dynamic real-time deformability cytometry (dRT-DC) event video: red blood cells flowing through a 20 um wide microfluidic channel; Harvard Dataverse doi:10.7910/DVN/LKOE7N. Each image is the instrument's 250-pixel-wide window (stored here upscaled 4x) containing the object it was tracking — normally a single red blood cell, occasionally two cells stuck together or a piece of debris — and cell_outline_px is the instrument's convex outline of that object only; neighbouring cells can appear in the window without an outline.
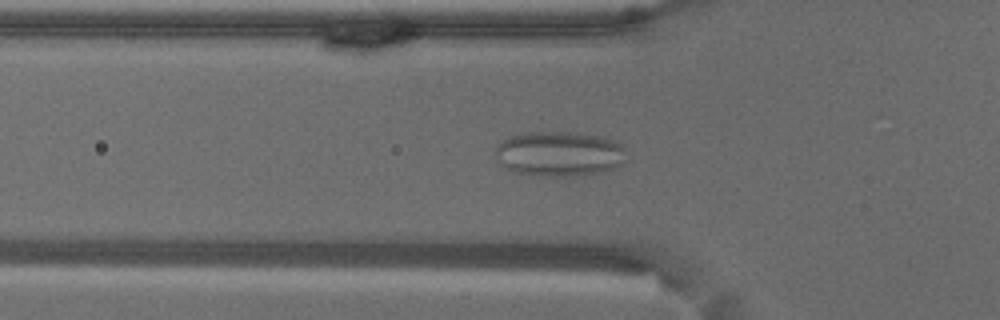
{"species": "common noctule bat (a hibernating species)", "species_latin": "Nyctalus noctula", "temperature_condition": "warm", "stored_images_in_passage": 58, "camera_frame_rate_fps": 3000, "um_per_image_px": 0.085, "animal": {"sex": "male", "body_mass_g": 18.8}, "frame": {"image": 1, "passage_image": 20, "time_ms": 6.333, "image_size_px": [1000, 320], "cell_outline_px": [[624, 164], [600, 172], [576, 176], [540, 176], [512, 172], [500, 164], [496, 152], [496, 148], [500, 140], [524, 132], [576, 132], [600, 136], [616, 140], [624, 148]], "centroid_in_image_um": [47.53, 13.07], "position_along_channel_um": 78.3, "area_um2": 34.56}}
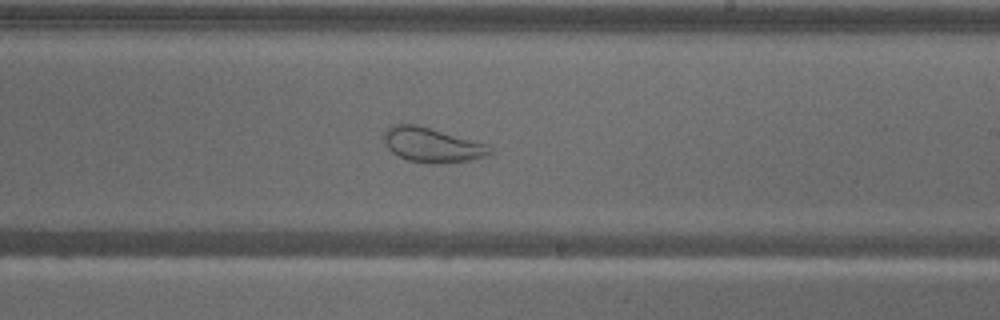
{"frame": {"image": 2, "passage_image": 35, "time_ms": 11.333, "image_size_px": [1000, 320], "cell_outline_px": [[492, 152], [484, 156], [468, 160], [432, 164], [408, 160], [392, 152], [384, 144], [384, 132], [392, 124], [420, 124], [484, 144], [492, 148]], "centroid_in_image_um": [36.66, 12.3], "position_along_channel_um": 252.3, "area_um2": 21.1}}
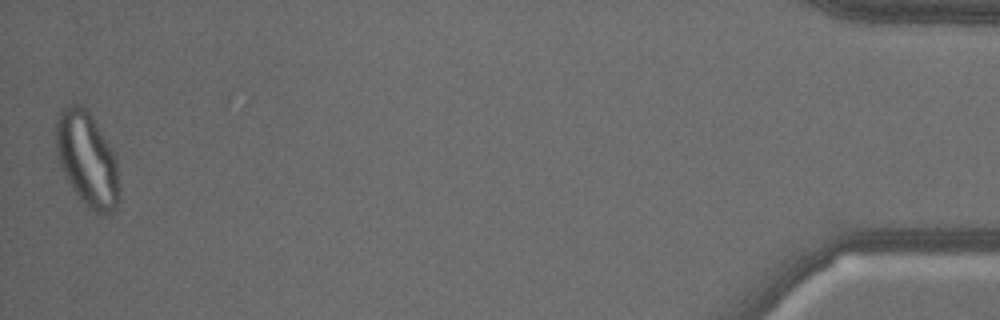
{"frame": {"image": 3, "passage_image": 58, "time_ms": 19.0, "image_size_px": [1000, 320], "cell_outline_px": [[120, 196], [116, 208], [112, 212], [104, 216], [100, 216], [88, 208], [80, 200], [72, 188], [60, 164], [56, 148], [56, 120], [60, 112], [64, 108], [72, 104], [80, 104], [88, 108], [112, 148], [116, 160]], "centroid_in_image_um": [7.43, 13.56], "position_along_channel_um": 427.8, "area_um2": 35.08}}